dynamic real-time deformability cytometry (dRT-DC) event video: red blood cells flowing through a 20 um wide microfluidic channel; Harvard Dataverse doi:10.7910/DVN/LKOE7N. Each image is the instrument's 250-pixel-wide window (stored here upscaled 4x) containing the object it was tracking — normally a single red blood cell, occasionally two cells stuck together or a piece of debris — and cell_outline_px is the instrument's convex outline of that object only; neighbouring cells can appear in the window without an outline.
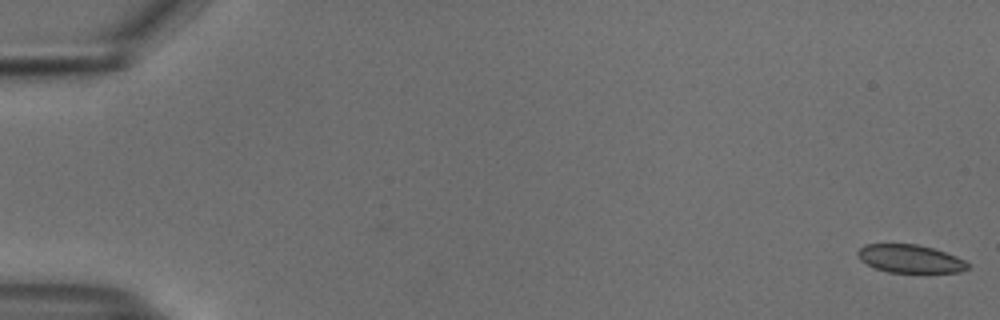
{"species": "common noctule bat (a hibernating species)", "species_latin": "Nyctalus noctula", "temperature_condition": "cold", "stored_images_in_passage": 55, "camera_frame_rate_fps": 3000, "um_per_image_px": 0.085, "animal": {"sex": "male", "body_mass_g": 18.8}, "frame": {"image": 1, "passage_image": 1, "time_ms": 0.0, "image_size_px": [1000, 320], "cell_outline_px": [[968, 268], [960, 272], [924, 276], [888, 272], [876, 268], [860, 260], [856, 252], [864, 244], [916, 244], [932, 248], [956, 256], [964, 260], [968, 264]], "centroid_in_image_um": [77.4, 22.06], "position_along_channel_um": 7.6, "area_um2": 18.84}}
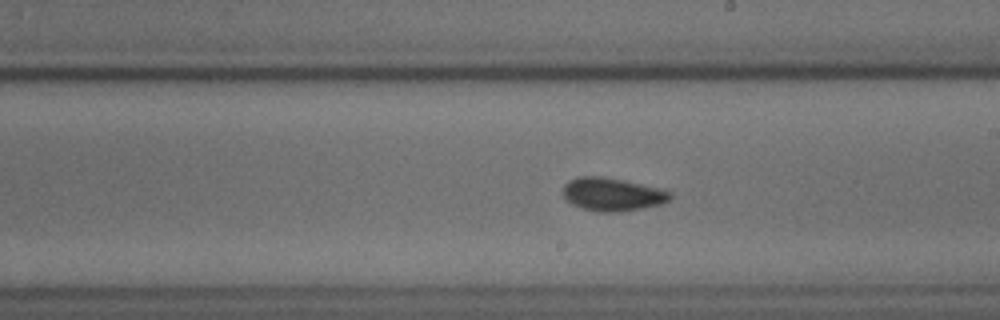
{"frame": {"image": 2, "passage_image": 32, "time_ms": 10.333, "image_size_px": [1000, 320], "cell_outline_px": [[672, 196], [668, 200], [660, 204], [620, 212], [596, 212], [572, 204], [564, 200], [564, 184], [568, 180], [576, 176], [604, 176], [624, 180], [660, 188], [672, 192]], "centroid_in_image_um": [52.02, 16.5], "position_along_channel_um": 237.0, "area_um2": 20.81}}
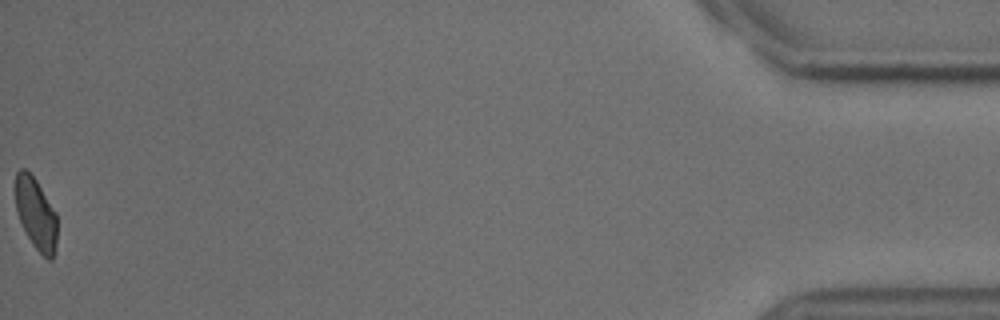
{"frame": {"image": 3, "passage_image": 55, "time_ms": 18.0, "image_size_px": [1000, 320], "cell_outline_px": [[56, 248], [52, 260], [48, 260], [32, 244], [20, 220], [16, 208], [16, 172], [20, 168], [24, 168], [36, 180], [56, 212]], "centroid_in_image_um": [3.06, 18.17], "position_along_channel_um": 432.1, "area_um2": 17.11}, "authors_computed_cell_mechanics": {"area_um2": 19.5942, "velocity_mm_per_s": 3.7412, "shape_relaxation_time_tau1_ms": 5.64, "shape_relaxation_time_tau2_ms": 1.7039, "deformation_change_tau1": 0.0754, "deformation_change_tau2": 0.0516}}